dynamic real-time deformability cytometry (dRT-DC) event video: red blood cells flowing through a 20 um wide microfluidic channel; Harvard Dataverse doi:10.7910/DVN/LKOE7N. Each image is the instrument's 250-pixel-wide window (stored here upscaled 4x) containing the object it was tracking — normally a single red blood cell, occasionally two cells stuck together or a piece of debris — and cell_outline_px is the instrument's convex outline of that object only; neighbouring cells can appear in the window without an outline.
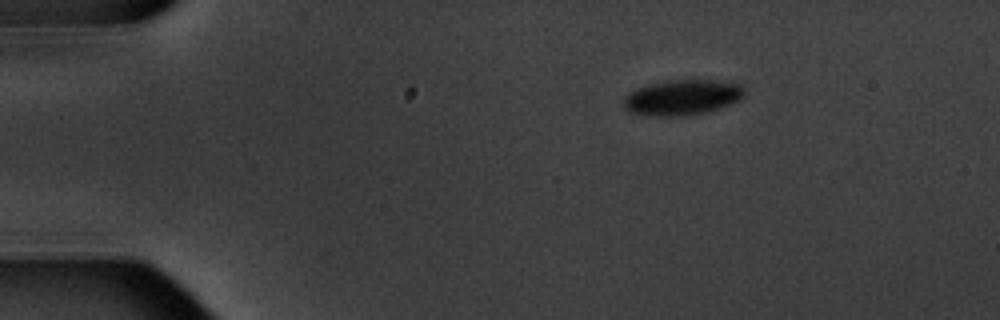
{"species": "common noctule bat (a hibernating species)", "species_latin": "Nyctalus noctula", "temperature_condition": "warm", "stored_images_in_passage": 5, "camera_frame_rate_fps": 3000, "um_per_image_px": 0.085, "animal": {"sex": "male", "body_mass_g": 20.1, "forearm_length_mm": 53.5}, "frame": {"image": 1, "passage_image": 1, "time_ms": 0.0, "image_size_px": [1000, 320], "cell_outline_px": [[744, 92], [736, 100], [720, 108], [708, 112], [680, 116], [652, 116], [628, 112], [624, 108], [624, 96], [628, 92], [636, 88], [648, 84], [668, 80], [708, 80], [740, 84]], "centroid_in_image_um": [57.89, 8.29], "position_along_channel_um": 27.1, "area_um2": 24.74}}
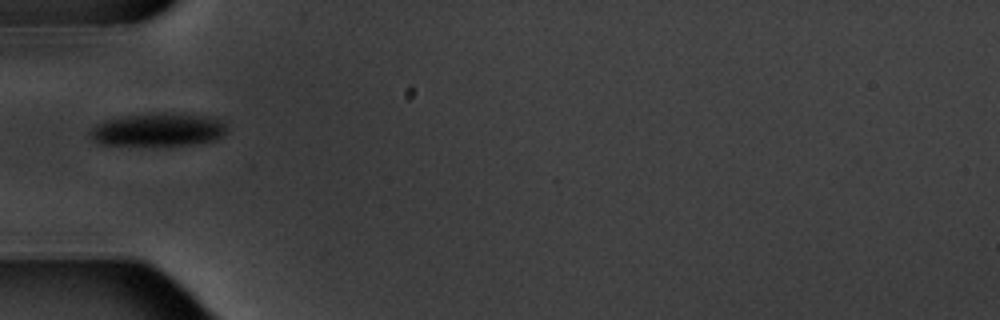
{"frame": {"image": 2, "passage_image": 4, "time_ms": 3.333, "image_size_px": [1000, 320], "cell_outline_px": [[228, 128], [220, 136], [212, 140], [192, 144], [100, 144], [88, 132], [96, 124], [104, 120], [124, 116], [208, 116], [220, 120]], "centroid_in_image_um": [13.41, 11.06], "position_along_channel_um": 71.6, "area_um2": 24.51}}
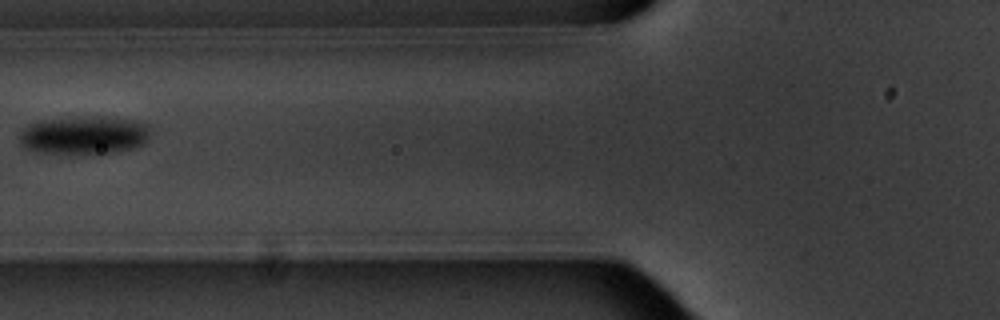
{"frame": {"image": 3, "passage_image": 5, "time_ms": 4.667, "image_size_px": [1000, 320], "cell_outline_px": [[148, 136], [140, 144], [128, 148], [108, 152], [36, 152], [20, 144], [20, 132], [28, 124], [40, 120], [84, 116], [100, 116], [140, 120], [148, 124]], "centroid_in_image_um": [7.11, 11.43], "position_along_channel_um": 118.7, "area_um2": 28.55}}